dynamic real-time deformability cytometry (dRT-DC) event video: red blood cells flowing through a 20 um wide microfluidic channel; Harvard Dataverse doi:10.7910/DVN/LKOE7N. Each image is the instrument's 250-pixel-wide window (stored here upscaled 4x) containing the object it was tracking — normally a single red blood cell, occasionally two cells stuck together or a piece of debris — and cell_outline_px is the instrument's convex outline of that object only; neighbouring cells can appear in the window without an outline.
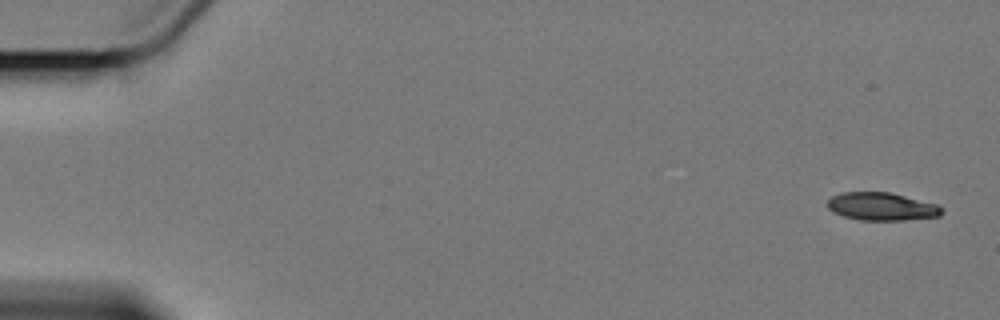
{"species": "Egyptian fruit bat (a non-hibernating species)", "species_latin": "Rousettus aegyptiacus", "temperature_condition": "cold", "stored_images_in_passage": 4, "camera_frame_rate_fps": 3000, "um_per_image_px": 0.085, "animal": {"sex": "female"}, "frame": {"image": 1, "passage_image": 1, "time_ms": 0.0, "image_size_px": [1000, 320], "cell_outline_px": [[944, 212], [940, 216], [904, 220], [860, 220], [844, 216], [832, 212], [828, 208], [828, 200], [832, 196], [844, 192], [888, 192], [936, 204], [944, 208]], "centroid_in_image_um": [74.95, 17.56], "position_along_channel_um": 10.0, "area_um2": 18.5}}